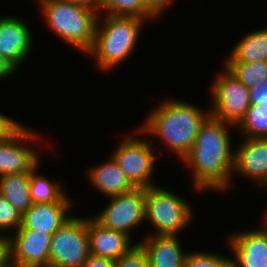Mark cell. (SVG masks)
Masks as SVG:
<instances>
[{
	"label": "cell",
	"mask_w": 267,
	"mask_h": 267,
	"mask_svg": "<svg viewBox=\"0 0 267 267\" xmlns=\"http://www.w3.org/2000/svg\"><path fill=\"white\" fill-rule=\"evenodd\" d=\"M234 126L212 115L202 123L191 150L182 159L193 172L196 190L221 192L230 188L235 149L232 148L234 146L231 145L227 128Z\"/></svg>",
	"instance_id": "6da1fadb"
},
{
	"label": "cell",
	"mask_w": 267,
	"mask_h": 267,
	"mask_svg": "<svg viewBox=\"0 0 267 267\" xmlns=\"http://www.w3.org/2000/svg\"><path fill=\"white\" fill-rule=\"evenodd\" d=\"M146 121L134 133L162 139L168 149L182 159L191 150L202 123L210 115L182 100L168 99L149 112Z\"/></svg>",
	"instance_id": "7a4b0ae2"
},
{
	"label": "cell",
	"mask_w": 267,
	"mask_h": 267,
	"mask_svg": "<svg viewBox=\"0 0 267 267\" xmlns=\"http://www.w3.org/2000/svg\"><path fill=\"white\" fill-rule=\"evenodd\" d=\"M102 16L103 20L99 16L94 42L87 54L96 59L97 67L109 71L132 54L146 20L138 17Z\"/></svg>",
	"instance_id": "3957f363"
},
{
	"label": "cell",
	"mask_w": 267,
	"mask_h": 267,
	"mask_svg": "<svg viewBox=\"0 0 267 267\" xmlns=\"http://www.w3.org/2000/svg\"><path fill=\"white\" fill-rule=\"evenodd\" d=\"M38 3L53 33L87 55L94 42L99 11L66 0H39Z\"/></svg>",
	"instance_id": "277c9868"
},
{
	"label": "cell",
	"mask_w": 267,
	"mask_h": 267,
	"mask_svg": "<svg viewBox=\"0 0 267 267\" xmlns=\"http://www.w3.org/2000/svg\"><path fill=\"white\" fill-rule=\"evenodd\" d=\"M145 209V220L156 230L153 235L177 236L193 219L185 199L156 185L146 188Z\"/></svg>",
	"instance_id": "5b68a950"
},
{
	"label": "cell",
	"mask_w": 267,
	"mask_h": 267,
	"mask_svg": "<svg viewBox=\"0 0 267 267\" xmlns=\"http://www.w3.org/2000/svg\"><path fill=\"white\" fill-rule=\"evenodd\" d=\"M89 255L87 218L72 216L52 235L50 267H83Z\"/></svg>",
	"instance_id": "8992f818"
},
{
	"label": "cell",
	"mask_w": 267,
	"mask_h": 267,
	"mask_svg": "<svg viewBox=\"0 0 267 267\" xmlns=\"http://www.w3.org/2000/svg\"><path fill=\"white\" fill-rule=\"evenodd\" d=\"M211 86L213 108L210 115L235 126L251 105L249 89L225 67Z\"/></svg>",
	"instance_id": "52a82bcc"
},
{
	"label": "cell",
	"mask_w": 267,
	"mask_h": 267,
	"mask_svg": "<svg viewBox=\"0 0 267 267\" xmlns=\"http://www.w3.org/2000/svg\"><path fill=\"white\" fill-rule=\"evenodd\" d=\"M140 139L126 136L111 156L135 187L149 188L155 186L150 180L158 154L149 141Z\"/></svg>",
	"instance_id": "ba28073f"
},
{
	"label": "cell",
	"mask_w": 267,
	"mask_h": 267,
	"mask_svg": "<svg viewBox=\"0 0 267 267\" xmlns=\"http://www.w3.org/2000/svg\"><path fill=\"white\" fill-rule=\"evenodd\" d=\"M146 188L135 187L133 190L110 196V202L94 219L103 227L121 231L130 236V231L145 220Z\"/></svg>",
	"instance_id": "9c48e42d"
},
{
	"label": "cell",
	"mask_w": 267,
	"mask_h": 267,
	"mask_svg": "<svg viewBox=\"0 0 267 267\" xmlns=\"http://www.w3.org/2000/svg\"><path fill=\"white\" fill-rule=\"evenodd\" d=\"M21 123L0 140V177L31 172L40 163L38 152L26 145L39 140L40 135ZM39 136V137H38Z\"/></svg>",
	"instance_id": "30bf717a"
},
{
	"label": "cell",
	"mask_w": 267,
	"mask_h": 267,
	"mask_svg": "<svg viewBox=\"0 0 267 267\" xmlns=\"http://www.w3.org/2000/svg\"><path fill=\"white\" fill-rule=\"evenodd\" d=\"M53 234L18 228L14 235L4 234L10 245L12 267L50 266V245Z\"/></svg>",
	"instance_id": "8fae6325"
},
{
	"label": "cell",
	"mask_w": 267,
	"mask_h": 267,
	"mask_svg": "<svg viewBox=\"0 0 267 267\" xmlns=\"http://www.w3.org/2000/svg\"><path fill=\"white\" fill-rule=\"evenodd\" d=\"M30 30L19 18L10 15L0 17V54L16 69L31 53L33 34Z\"/></svg>",
	"instance_id": "7c38bea8"
},
{
	"label": "cell",
	"mask_w": 267,
	"mask_h": 267,
	"mask_svg": "<svg viewBox=\"0 0 267 267\" xmlns=\"http://www.w3.org/2000/svg\"><path fill=\"white\" fill-rule=\"evenodd\" d=\"M235 149V174L253 180L259 186L267 185V138H245Z\"/></svg>",
	"instance_id": "4fadbf2b"
},
{
	"label": "cell",
	"mask_w": 267,
	"mask_h": 267,
	"mask_svg": "<svg viewBox=\"0 0 267 267\" xmlns=\"http://www.w3.org/2000/svg\"><path fill=\"white\" fill-rule=\"evenodd\" d=\"M228 240L234 267H267V232L263 227L232 233Z\"/></svg>",
	"instance_id": "5bb4252c"
},
{
	"label": "cell",
	"mask_w": 267,
	"mask_h": 267,
	"mask_svg": "<svg viewBox=\"0 0 267 267\" xmlns=\"http://www.w3.org/2000/svg\"><path fill=\"white\" fill-rule=\"evenodd\" d=\"M90 254L96 257L117 260L126 254L135 244L124 232L108 229L93 217L87 218Z\"/></svg>",
	"instance_id": "9a60e30c"
},
{
	"label": "cell",
	"mask_w": 267,
	"mask_h": 267,
	"mask_svg": "<svg viewBox=\"0 0 267 267\" xmlns=\"http://www.w3.org/2000/svg\"><path fill=\"white\" fill-rule=\"evenodd\" d=\"M72 202L35 203L22 214L19 228L38 230L54 234L72 216L70 211Z\"/></svg>",
	"instance_id": "2e32d148"
},
{
	"label": "cell",
	"mask_w": 267,
	"mask_h": 267,
	"mask_svg": "<svg viewBox=\"0 0 267 267\" xmlns=\"http://www.w3.org/2000/svg\"><path fill=\"white\" fill-rule=\"evenodd\" d=\"M139 243L147 253L149 267H183L187 252L184 253L179 236L148 235Z\"/></svg>",
	"instance_id": "e0dca14e"
},
{
	"label": "cell",
	"mask_w": 267,
	"mask_h": 267,
	"mask_svg": "<svg viewBox=\"0 0 267 267\" xmlns=\"http://www.w3.org/2000/svg\"><path fill=\"white\" fill-rule=\"evenodd\" d=\"M88 176L95 189L107 197L120 195L135 188L112 156L108 162L90 168Z\"/></svg>",
	"instance_id": "ac0fdd59"
},
{
	"label": "cell",
	"mask_w": 267,
	"mask_h": 267,
	"mask_svg": "<svg viewBox=\"0 0 267 267\" xmlns=\"http://www.w3.org/2000/svg\"><path fill=\"white\" fill-rule=\"evenodd\" d=\"M232 49L225 62L267 61V28L246 34Z\"/></svg>",
	"instance_id": "d6986e66"
},
{
	"label": "cell",
	"mask_w": 267,
	"mask_h": 267,
	"mask_svg": "<svg viewBox=\"0 0 267 267\" xmlns=\"http://www.w3.org/2000/svg\"><path fill=\"white\" fill-rule=\"evenodd\" d=\"M30 172L7 174L0 177V194L24 214L33 204L29 191Z\"/></svg>",
	"instance_id": "ffe728a7"
},
{
	"label": "cell",
	"mask_w": 267,
	"mask_h": 267,
	"mask_svg": "<svg viewBox=\"0 0 267 267\" xmlns=\"http://www.w3.org/2000/svg\"><path fill=\"white\" fill-rule=\"evenodd\" d=\"M40 164L30 172L29 191L33 204L71 202L60 183L47 179L36 172Z\"/></svg>",
	"instance_id": "44dd1931"
},
{
	"label": "cell",
	"mask_w": 267,
	"mask_h": 267,
	"mask_svg": "<svg viewBox=\"0 0 267 267\" xmlns=\"http://www.w3.org/2000/svg\"><path fill=\"white\" fill-rule=\"evenodd\" d=\"M105 15L138 17L146 20H152L157 16L147 7L144 0H102L100 12Z\"/></svg>",
	"instance_id": "7402d4cb"
},
{
	"label": "cell",
	"mask_w": 267,
	"mask_h": 267,
	"mask_svg": "<svg viewBox=\"0 0 267 267\" xmlns=\"http://www.w3.org/2000/svg\"><path fill=\"white\" fill-rule=\"evenodd\" d=\"M243 131L244 138H267V105H253L235 126Z\"/></svg>",
	"instance_id": "603a6c76"
},
{
	"label": "cell",
	"mask_w": 267,
	"mask_h": 267,
	"mask_svg": "<svg viewBox=\"0 0 267 267\" xmlns=\"http://www.w3.org/2000/svg\"><path fill=\"white\" fill-rule=\"evenodd\" d=\"M225 68L241 81L248 89L267 79V61L262 62H225Z\"/></svg>",
	"instance_id": "cb8c5ba5"
},
{
	"label": "cell",
	"mask_w": 267,
	"mask_h": 267,
	"mask_svg": "<svg viewBox=\"0 0 267 267\" xmlns=\"http://www.w3.org/2000/svg\"><path fill=\"white\" fill-rule=\"evenodd\" d=\"M212 252L187 253L183 267H234V260Z\"/></svg>",
	"instance_id": "d4e9b609"
},
{
	"label": "cell",
	"mask_w": 267,
	"mask_h": 267,
	"mask_svg": "<svg viewBox=\"0 0 267 267\" xmlns=\"http://www.w3.org/2000/svg\"><path fill=\"white\" fill-rule=\"evenodd\" d=\"M21 218L22 214L0 194V237L4 236L2 231L12 230L13 232L14 228L17 230L21 225Z\"/></svg>",
	"instance_id": "484cf974"
},
{
	"label": "cell",
	"mask_w": 267,
	"mask_h": 267,
	"mask_svg": "<svg viewBox=\"0 0 267 267\" xmlns=\"http://www.w3.org/2000/svg\"><path fill=\"white\" fill-rule=\"evenodd\" d=\"M116 267H149L147 253L139 243H135L126 254L118 258Z\"/></svg>",
	"instance_id": "4316f807"
},
{
	"label": "cell",
	"mask_w": 267,
	"mask_h": 267,
	"mask_svg": "<svg viewBox=\"0 0 267 267\" xmlns=\"http://www.w3.org/2000/svg\"><path fill=\"white\" fill-rule=\"evenodd\" d=\"M250 102L253 105H267V79L249 89Z\"/></svg>",
	"instance_id": "83f0119b"
},
{
	"label": "cell",
	"mask_w": 267,
	"mask_h": 267,
	"mask_svg": "<svg viewBox=\"0 0 267 267\" xmlns=\"http://www.w3.org/2000/svg\"><path fill=\"white\" fill-rule=\"evenodd\" d=\"M20 123L0 113V140L4 139L11 131H13Z\"/></svg>",
	"instance_id": "f1b7e54d"
},
{
	"label": "cell",
	"mask_w": 267,
	"mask_h": 267,
	"mask_svg": "<svg viewBox=\"0 0 267 267\" xmlns=\"http://www.w3.org/2000/svg\"><path fill=\"white\" fill-rule=\"evenodd\" d=\"M0 267H12L10 259V245L6 236L0 237Z\"/></svg>",
	"instance_id": "f546056e"
},
{
	"label": "cell",
	"mask_w": 267,
	"mask_h": 267,
	"mask_svg": "<svg viewBox=\"0 0 267 267\" xmlns=\"http://www.w3.org/2000/svg\"><path fill=\"white\" fill-rule=\"evenodd\" d=\"M83 267H116L115 260L89 255Z\"/></svg>",
	"instance_id": "4dcf8cb0"
},
{
	"label": "cell",
	"mask_w": 267,
	"mask_h": 267,
	"mask_svg": "<svg viewBox=\"0 0 267 267\" xmlns=\"http://www.w3.org/2000/svg\"><path fill=\"white\" fill-rule=\"evenodd\" d=\"M147 7L157 16L160 17L161 14L167 9L174 0H144Z\"/></svg>",
	"instance_id": "1f68e13d"
},
{
	"label": "cell",
	"mask_w": 267,
	"mask_h": 267,
	"mask_svg": "<svg viewBox=\"0 0 267 267\" xmlns=\"http://www.w3.org/2000/svg\"><path fill=\"white\" fill-rule=\"evenodd\" d=\"M17 69L0 54V79H5L6 77L14 74Z\"/></svg>",
	"instance_id": "d6a6232c"
},
{
	"label": "cell",
	"mask_w": 267,
	"mask_h": 267,
	"mask_svg": "<svg viewBox=\"0 0 267 267\" xmlns=\"http://www.w3.org/2000/svg\"><path fill=\"white\" fill-rule=\"evenodd\" d=\"M74 4L83 5L92 10L99 11L102 0H66Z\"/></svg>",
	"instance_id": "836d02e7"
},
{
	"label": "cell",
	"mask_w": 267,
	"mask_h": 267,
	"mask_svg": "<svg viewBox=\"0 0 267 267\" xmlns=\"http://www.w3.org/2000/svg\"><path fill=\"white\" fill-rule=\"evenodd\" d=\"M264 223L266 226H263V229L267 232V213L265 214Z\"/></svg>",
	"instance_id": "e575fe53"
}]
</instances>
